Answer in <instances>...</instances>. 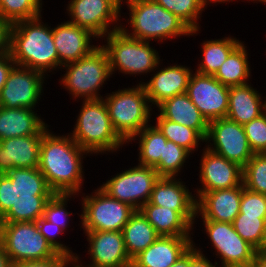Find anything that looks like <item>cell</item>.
<instances>
[{
    "label": "cell",
    "mask_w": 266,
    "mask_h": 267,
    "mask_svg": "<svg viewBox=\"0 0 266 267\" xmlns=\"http://www.w3.org/2000/svg\"><path fill=\"white\" fill-rule=\"evenodd\" d=\"M54 194L38 167L0 174V222H36Z\"/></svg>",
    "instance_id": "cell-1"
},
{
    "label": "cell",
    "mask_w": 266,
    "mask_h": 267,
    "mask_svg": "<svg viewBox=\"0 0 266 267\" xmlns=\"http://www.w3.org/2000/svg\"><path fill=\"white\" fill-rule=\"evenodd\" d=\"M53 133L48 128L42 135L38 168L55 194H81L85 181L83 160L92 155L68 133Z\"/></svg>",
    "instance_id": "cell-2"
},
{
    "label": "cell",
    "mask_w": 266,
    "mask_h": 267,
    "mask_svg": "<svg viewBox=\"0 0 266 267\" xmlns=\"http://www.w3.org/2000/svg\"><path fill=\"white\" fill-rule=\"evenodd\" d=\"M42 15L13 23L10 54L18 66L44 73L57 72L58 54L54 45L52 27L42 22Z\"/></svg>",
    "instance_id": "cell-3"
},
{
    "label": "cell",
    "mask_w": 266,
    "mask_h": 267,
    "mask_svg": "<svg viewBox=\"0 0 266 267\" xmlns=\"http://www.w3.org/2000/svg\"><path fill=\"white\" fill-rule=\"evenodd\" d=\"M124 4L129 11V18L127 16V21L125 20L128 25L122 22L120 29L131 38L157 41L160 45L173 38H190L200 34V29L191 30L181 19L154 0H127Z\"/></svg>",
    "instance_id": "cell-4"
},
{
    "label": "cell",
    "mask_w": 266,
    "mask_h": 267,
    "mask_svg": "<svg viewBox=\"0 0 266 267\" xmlns=\"http://www.w3.org/2000/svg\"><path fill=\"white\" fill-rule=\"evenodd\" d=\"M72 132L68 134L90 155L118 152L126 142L116 133L102 99L81 100ZM121 148V149H120Z\"/></svg>",
    "instance_id": "cell-5"
},
{
    "label": "cell",
    "mask_w": 266,
    "mask_h": 267,
    "mask_svg": "<svg viewBox=\"0 0 266 267\" xmlns=\"http://www.w3.org/2000/svg\"><path fill=\"white\" fill-rule=\"evenodd\" d=\"M104 97L112 125L126 143L151 121L153 123L151 118L155 111L141 83L106 93Z\"/></svg>",
    "instance_id": "cell-6"
},
{
    "label": "cell",
    "mask_w": 266,
    "mask_h": 267,
    "mask_svg": "<svg viewBox=\"0 0 266 267\" xmlns=\"http://www.w3.org/2000/svg\"><path fill=\"white\" fill-rule=\"evenodd\" d=\"M62 69L66 73L61 75L59 84L67 91L71 99L77 102L102 99L103 95L101 96L100 90L112 76L108 54L100 44L89 55L63 65L60 71Z\"/></svg>",
    "instance_id": "cell-7"
},
{
    "label": "cell",
    "mask_w": 266,
    "mask_h": 267,
    "mask_svg": "<svg viewBox=\"0 0 266 267\" xmlns=\"http://www.w3.org/2000/svg\"><path fill=\"white\" fill-rule=\"evenodd\" d=\"M150 44L153 43L129 37L121 29L104 36L101 46L108 54L111 75L118 70L123 76L135 78L145 74L148 77L162 60Z\"/></svg>",
    "instance_id": "cell-8"
},
{
    "label": "cell",
    "mask_w": 266,
    "mask_h": 267,
    "mask_svg": "<svg viewBox=\"0 0 266 267\" xmlns=\"http://www.w3.org/2000/svg\"><path fill=\"white\" fill-rule=\"evenodd\" d=\"M0 242L13 266L59 254L39 232L36 222H0Z\"/></svg>",
    "instance_id": "cell-9"
},
{
    "label": "cell",
    "mask_w": 266,
    "mask_h": 267,
    "mask_svg": "<svg viewBox=\"0 0 266 267\" xmlns=\"http://www.w3.org/2000/svg\"><path fill=\"white\" fill-rule=\"evenodd\" d=\"M86 195V196H85ZM82 199L80 230L122 231L130 216L136 211L130 205L108 196L98 186L90 194H79Z\"/></svg>",
    "instance_id": "cell-10"
},
{
    "label": "cell",
    "mask_w": 266,
    "mask_h": 267,
    "mask_svg": "<svg viewBox=\"0 0 266 267\" xmlns=\"http://www.w3.org/2000/svg\"><path fill=\"white\" fill-rule=\"evenodd\" d=\"M160 176L153 167L130 166L111 176L99 188L108 196L126 203L135 210L149 201L155 183Z\"/></svg>",
    "instance_id": "cell-11"
},
{
    "label": "cell",
    "mask_w": 266,
    "mask_h": 267,
    "mask_svg": "<svg viewBox=\"0 0 266 267\" xmlns=\"http://www.w3.org/2000/svg\"><path fill=\"white\" fill-rule=\"evenodd\" d=\"M200 222L204 226L202 233H206L210 240L208 245L211 243L213 254L220 259L216 261L219 267H250L256 249L236 233L232 223L211 220Z\"/></svg>",
    "instance_id": "cell-12"
},
{
    "label": "cell",
    "mask_w": 266,
    "mask_h": 267,
    "mask_svg": "<svg viewBox=\"0 0 266 267\" xmlns=\"http://www.w3.org/2000/svg\"><path fill=\"white\" fill-rule=\"evenodd\" d=\"M65 14L68 21L88 29L100 40L109 33L119 30L121 7L114 0H69ZM122 18V19H120Z\"/></svg>",
    "instance_id": "cell-13"
},
{
    "label": "cell",
    "mask_w": 266,
    "mask_h": 267,
    "mask_svg": "<svg viewBox=\"0 0 266 267\" xmlns=\"http://www.w3.org/2000/svg\"><path fill=\"white\" fill-rule=\"evenodd\" d=\"M205 147L225 157L227 160L244 167L254 155L243 125L227 118L209 122Z\"/></svg>",
    "instance_id": "cell-14"
},
{
    "label": "cell",
    "mask_w": 266,
    "mask_h": 267,
    "mask_svg": "<svg viewBox=\"0 0 266 267\" xmlns=\"http://www.w3.org/2000/svg\"><path fill=\"white\" fill-rule=\"evenodd\" d=\"M46 78L40 71L15 65L1 89L0 106L35 109L44 94Z\"/></svg>",
    "instance_id": "cell-15"
},
{
    "label": "cell",
    "mask_w": 266,
    "mask_h": 267,
    "mask_svg": "<svg viewBox=\"0 0 266 267\" xmlns=\"http://www.w3.org/2000/svg\"><path fill=\"white\" fill-rule=\"evenodd\" d=\"M186 94L208 122L226 118L229 106V87L214 76L193 71Z\"/></svg>",
    "instance_id": "cell-16"
},
{
    "label": "cell",
    "mask_w": 266,
    "mask_h": 267,
    "mask_svg": "<svg viewBox=\"0 0 266 267\" xmlns=\"http://www.w3.org/2000/svg\"><path fill=\"white\" fill-rule=\"evenodd\" d=\"M83 234L89 243L85 248L90 261L83 263L81 254H77L75 261L81 267H131L122 231H83Z\"/></svg>",
    "instance_id": "cell-17"
},
{
    "label": "cell",
    "mask_w": 266,
    "mask_h": 267,
    "mask_svg": "<svg viewBox=\"0 0 266 267\" xmlns=\"http://www.w3.org/2000/svg\"><path fill=\"white\" fill-rule=\"evenodd\" d=\"M199 163V183L194 192L196 200L204 193L242 184L243 168L225 157L203 147Z\"/></svg>",
    "instance_id": "cell-18"
},
{
    "label": "cell",
    "mask_w": 266,
    "mask_h": 267,
    "mask_svg": "<svg viewBox=\"0 0 266 267\" xmlns=\"http://www.w3.org/2000/svg\"><path fill=\"white\" fill-rule=\"evenodd\" d=\"M162 61L151 72L149 76L152 77L149 80L144 82L141 78L139 82L144 86L149 102L154 108L166 99L186 93L190 76L194 71L188 65H181V63L163 67Z\"/></svg>",
    "instance_id": "cell-19"
},
{
    "label": "cell",
    "mask_w": 266,
    "mask_h": 267,
    "mask_svg": "<svg viewBox=\"0 0 266 267\" xmlns=\"http://www.w3.org/2000/svg\"><path fill=\"white\" fill-rule=\"evenodd\" d=\"M181 178L160 177L155 183L149 203L177 211L192 227L197 224L196 198ZM191 191V192H190Z\"/></svg>",
    "instance_id": "cell-20"
},
{
    "label": "cell",
    "mask_w": 266,
    "mask_h": 267,
    "mask_svg": "<svg viewBox=\"0 0 266 267\" xmlns=\"http://www.w3.org/2000/svg\"><path fill=\"white\" fill-rule=\"evenodd\" d=\"M52 34L58 54V71L63 65L89 55L100 44H93L92 40L99 41L100 39L88 29L79 27L68 20L53 26Z\"/></svg>",
    "instance_id": "cell-21"
},
{
    "label": "cell",
    "mask_w": 266,
    "mask_h": 267,
    "mask_svg": "<svg viewBox=\"0 0 266 267\" xmlns=\"http://www.w3.org/2000/svg\"><path fill=\"white\" fill-rule=\"evenodd\" d=\"M241 196L242 184L230 189L204 192L196 201L195 218L233 223L240 211Z\"/></svg>",
    "instance_id": "cell-22"
},
{
    "label": "cell",
    "mask_w": 266,
    "mask_h": 267,
    "mask_svg": "<svg viewBox=\"0 0 266 267\" xmlns=\"http://www.w3.org/2000/svg\"><path fill=\"white\" fill-rule=\"evenodd\" d=\"M191 236H159L132 259L131 267H171L192 246Z\"/></svg>",
    "instance_id": "cell-23"
},
{
    "label": "cell",
    "mask_w": 266,
    "mask_h": 267,
    "mask_svg": "<svg viewBox=\"0 0 266 267\" xmlns=\"http://www.w3.org/2000/svg\"><path fill=\"white\" fill-rule=\"evenodd\" d=\"M42 135H29L0 140V174L13 168L39 166Z\"/></svg>",
    "instance_id": "cell-24"
},
{
    "label": "cell",
    "mask_w": 266,
    "mask_h": 267,
    "mask_svg": "<svg viewBox=\"0 0 266 267\" xmlns=\"http://www.w3.org/2000/svg\"><path fill=\"white\" fill-rule=\"evenodd\" d=\"M37 109L0 106V140L13 137L43 135L51 126L43 121ZM42 118V119H41Z\"/></svg>",
    "instance_id": "cell-25"
},
{
    "label": "cell",
    "mask_w": 266,
    "mask_h": 267,
    "mask_svg": "<svg viewBox=\"0 0 266 267\" xmlns=\"http://www.w3.org/2000/svg\"><path fill=\"white\" fill-rule=\"evenodd\" d=\"M252 85L229 87L227 119L245 125L265 112L264 96Z\"/></svg>",
    "instance_id": "cell-26"
},
{
    "label": "cell",
    "mask_w": 266,
    "mask_h": 267,
    "mask_svg": "<svg viewBox=\"0 0 266 267\" xmlns=\"http://www.w3.org/2000/svg\"><path fill=\"white\" fill-rule=\"evenodd\" d=\"M156 111L163 118L195 129L204 139L206 138L209 122L186 93L164 100L156 107Z\"/></svg>",
    "instance_id": "cell-27"
},
{
    "label": "cell",
    "mask_w": 266,
    "mask_h": 267,
    "mask_svg": "<svg viewBox=\"0 0 266 267\" xmlns=\"http://www.w3.org/2000/svg\"><path fill=\"white\" fill-rule=\"evenodd\" d=\"M140 211L159 236L194 235L193 227L175 210L147 202L140 208Z\"/></svg>",
    "instance_id": "cell-28"
},
{
    "label": "cell",
    "mask_w": 266,
    "mask_h": 267,
    "mask_svg": "<svg viewBox=\"0 0 266 267\" xmlns=\"http://www.w3.org/2000/svg\"><path fill=\"white\" fill-rule=\"evenodd\" d=\"M126 252L132 260L152 245L159 235L140 210H136L122 230Z\"/></svg>",
    "instance_id": "cell-29"
},
{
    "label": "cell",
    "mask_w": 266,
    "mask_h": 267,
    "mask_svg": "<svg viewBox=\"0 0 266 267\" xmlns=\"http://www.w3.org/2000/svg\"><path fill=\"white\" fill-rule=\"evenodd\" d=\"M247 46L242 41L220 66L214 77L225 86H240L251 81V64ZM250 79V80H249Z\"/></svg>",
    "instance_id": "cell-30"
},
{
    "label": "cell",
    "mask_w": 266,
    "mask_h": 267,
    "mask_svg": "<svg viewBox=\"0 0 266 267\" xmlns=\"http://www.w3.org/2000/svg\"><path fill=\"white\" fill-rule=\"evenodd\" d=\"M242 41L236 37L229 35L219 39H205L200 44L202 56L198 60V64L194 70L201 74L214 76L220 66L226 61L229 54L241 43Z\"/></svg>",
    "instance_id": "cell-31"
},
{
    "label": "cell",
    "mask_w": 266,
    "mask_h": 267,
    "mask_svg": "<svg viewBox=\"0 0 266 267\" xmlns=\"http://www.w3.org/2000/svg\"><path fill=\"white\" fill-rule=\"evenodd\" d=\"M167 141L154 123L153 125L150 123L133 136L127 142V146L132 142L138 144V164L155 169L160 163V157H163L164 145Z\"/></svg>",
    "instance_id": "cell-32"
},
{
    "label": "cell",
    "mask_w": 266,
    "mask_h": 267,
    "mask_svg": "<svg viewBox=\"0 0 266 267\" xmlns=\"http://www.w3.org/2000/svg\"><path fill=\"white\" fill-rule=\"evenodd\" d=\"M155 126L160 130L164 137L178 146L186 149L191 155L198 150L200 145L205 142V139L195 130L190 127L169 121L163 118L159 113H155ZM202 142V143H201Z\"/></svg>",
    "instance_id": "cell-33"
},
{
    "label": "cell",
    "mask_w": 266,
    "mask_h": 267,
    "mask_svg": "<svg viewBox=\"0 0 266 267\" xmlns=\"http://www.w3.org/2000/svg\"><path fill=\"white\" fill-rule=\"evenodd\" d=\"M163 6L166 10L181 19L191 30L201 29L200 19L205 5L203 0H154Z\"/></svg>",
    "instance_id": "cell-34"
},
{
    "label": "cell",
    "mask_w": 266,
    "mask_h": 267,
    "mask_svg": "<svg viewBox=\"0 0 266 267\" xmlns=\"http://www.w3.org/2000/svg\"><path fill=\"white\" fill-rule=\"evenodd\" d=\"M191 154L181 146L174 142L167 141L164 145L163 157H160V163L155 168L160 177H173L177 178L188 163ZM179 174V175H178Z\"/></svg>",
    "instance_id": "cell-35"
},
{
    "label": "cell",
    "mask_w": 266,
    "mask_h": 267,
    "mask_svg": "<svg viewBox=\"0 0 266 267\" xmlns=\"http://www.w3.org/2000/svg\"><path fill=\"white\" fill-rule=\"evenodd\" d=\"M42 0H0V15L12 24L42 15Z\"/></svg>",
    "instance_id": "cell-36"
},
{
    "label": "cell",
    "mask_w": 266,
    "mask_h": 267,
    "mask_svg": "<svg viewBox=\"0 0 266 267\" xmlns=\"http://www.w3.org/2000/svg\"><path fill=\"white\" fill-rule=\"evenodd\" d=\"M242 183L246 189L266 195V153L254 154L247 162Z\"/></svg>",
    "instance_id": "cell-37"
},
{
    "label": "cell",
    "mask_w": 266,
    "mask_h": 267,
    "mask_svg": "<svg viewBox=\"0 0 266 267\" xmlns=\"http://www.w3.org/2000/svg\"><path fill=\"white\" fill-rule=\"evenodd\" d=\"M265 220L266 216L238 214L232 224L236 233L257 250L262 241Z\"/></svg>",
    "instance_id": "cell-38"
},
{
    "label": "cell",
    "mask_w": 266,
    "mask_h": 267,
    "mask_svg": "<svg viewBox=\"0 0 266 267\" xmlns=\"http://www.w3.org/2000/svg\"><path fill=\"white\" fill-rule=\"evenodd\" d=\"M76 197H79V194L76 196L75 194H54L45 206L43 217L66 231L70 226V221L73 220L70 219L73 214L69 209L67 210V204L68 202L70 204V201Z\"/></svg>",
    "instance_id": "cell-39"
},
{
    "label": "cell",
    "mask_w": 266,
    "mask_h": 267,
    "mask_svg": "<svg viewBox=\"0 0 266 267\" xmlns=\"http://www.w3.org/2000/svg\"><path fill=\"white\" fill-rule=\"evenodd\" d=\"M243 128L253 153H266V111L243 125Z\"/></svg>",
    "instance_id": "cell-40"
},
{
    "label": "cell",
    "mask_w": 266,
    "mask_h": 267,
    "mask_svg": "<svg viewBox=\"0 0 266 267\" xmlns=\"http://www.w3.org/2000/svg\"><path fill=\"white\" fill-rule=\"evenodd\" d=\"M39 232L44 238L52 245V247L60 254H65L73 258L76 257L77 253L72 251V247L65 245L60 239L62 234H65V230L58 225L49 222L43 216L36 221ZM59 239V240H58Z\"/></svg>",
    "instance_id": "cell-41"
},
{
    "label": "cell",
    "mask_w": 266,
    "mask_h": 267,
    "mask_svg": "<svg viewBox=\"0 0 266 267\" xmlns=\"http://www.w3.org/2000/svg\"><path fill=\"white\" fill-rule=\"evenodd\" d=\"M239 214L266 216V195L250 191L242 183Z\"/></svg>",
    "instance_id": "cell-42"
},
{
    "label": "cell",
    "mask_w": 266,
    "mask_h": 267,
    "mask_svg": "<svg viewBox=\"0 0 266 267\" xmlns=\"http://www.w3.org/2000/svg\"><path fill=\"white\" fill-rule=\"evenodd\" d=\"M74 261L75 258L59 253L56 257L53 258L41 261H23L14 266L15 267H69Z\"/></svg>",
    "instance_id": "cell-43"
},
{
    "label": "cell",
    "mask_w": 266,
    "mask_h": 267,
    "mask_svg": "<svg viewBox=\"0 0 266 267\" xmlns=\"http://www.w3.org/2000/svg\"><path fill=\"white\" fill-rule=\"evenodd\" d=\"M195 241L193 240V246L190 248V265L189 267H219L216 263H212L207 256L204 254L203 248L196 246ZM203 251H202V250Z\"/></svg>",
    "instance_id": "cell-44"
},
{
    "label": "cell",
    "mask_w": 266,
    "mask_h": 267,
    "mask_svg": "<svg viewBox=\"0 0 266 267\" xmlns=\"http://www.w3.org/2000/svg\"><path fill=\"white\" fill-rule=\"evenodd\" d=\"M12 23L0 15V55L10 53Z\"/></svg>",
    "instance_id": "cell-45"
},
{
    "label": "cell",
    "mask_w": 266,
    "mask_h": 267,
    "mask_svg": "<svg viewBox=\"0 0 266 267\" xmlns=\"http://www.w3.org/2000/svg\"><path fill=\"white\" fill-rule=\"evenodd\" d=\"M16 65L10 53L0 55V92L4 87L8 75L12 68Z\"/></svg>",
    "instance_id": "cell-46"
},
{
    "label": "cell",
    "mask_w": 266,
    "mask_h": 267,
    "mask_svg": "<svg viewBox=\"0 0 266 267\" xmlns=\"http://www.w3.org/2000/svg\"><path fill=\"white\" fill-rule=\"evenodd\" d=\"M190 265V249L181 256L171 267H189Z\"/></svg>",
    "instance_id": "cell-47"
},
{
    "label": "cell",
    "mask_w": 266,
    "mask_h": 267,
    "mask_svg": "<svg viewBox=\"0 0 266 267\" xmlns=\"http://www.w3.org/2000/svg\"><path fill=\"white\" fill-rule=\"evenodd\" d=\"M0 267H13L10 258L4 251V248L0 242Z\"/></svg>",
    "instance_id": "cell-48"
},
{
    "label": "cell",
    "mask_w": 266,
    "mask_h": 267,
    "mask_svg": "<svg viewBox=\"0 0 266 267\" xmlns=\"http://www.w3.org/2000/svg\"><path fill=\"white\" fill-rule=\"evenodd\" d=\"M250 267H266V255L256 253Z\"/></svg>",
    "instance_id": "cell-49"
},
{
    "label": "cell",
    "mask_w": 266,
    "mask_h": 267,
    "mask_svg": "<svg viewBox=\"0 0 266 267\" xmlns=\"http://www.w3.org/2000/svg\"><path fill=\"white\" fill-rule=\"evenodd\" d=\"M256 253L266 255V220H265V225H264L262 241H261L259 248L256 250Z\"/></svg>",
    "instance_id": "cell-50"
},
{
    "label": "cell",
    "mask_w": 266,
    "mask_h": 267,
    "mask_svg": "<svg viewBox=\"0 0 266 267\" xmlns=\"http://www.w3.org/2000/svg\"><path fill=\"white\" fill-rule=\"evenodd\" d=\"M230 1H231V3L233 1L238 2L237 0H203L206 9H207L209 4H210L209 6H213V5H211V3L214 4V5H216L217 3L218 4H222V3H226L227 4L228 2L230 3Z\"/></svg>",
    "instance_id": "cell-51"
},
{
    "label": "cell",
    "mask_w": 266,
    "mask_h": 267,
    "mask_svg": "<svg viewBox=\"0 0 266 267\" xmlns=\"http://www.w3.org/2000/svg\"><path fill=\"white\" fill-rule=\"evenodd\" d=\"M245 1H247V2L249 1L248 3H250V1H251V2H253V4L254 3H257L258 4L260 2V3L266 5V0H245Z\"/></svg>",
    "instance_id": "cell-52"
},
{
    "label": "cell",
    "mask_w": 266,
    "mask_h": 267,
    "mask_svg": "<svg viewBox=\"0 0 266 267\" xmlns=\"http://www.w3.org/2000/svg\"><path fill=\"white\" fill-rule=\"evenodd\" d=\"M121 8L124 6V3L127 1V0H114Z\"/></svg>",
    "instance_id": "cell-53"
},
{
    "label": "cell",
    "mask_w": 266,
    "mask_h": 267,
    "mask_svg": "<svg viewBox=\"0 0 266 267\" xmlns=\"http://www.w3.org/2000/svg\"><path fill=\"white\" fill-rule=\"evenodd\" d=\"M69 267H81L76 261H74Z\"/></svg>",
    "instance_id": "cell-54"
},
{
    "label": "cell",
    "mask_w": 266,
    "mask_h": 267,
    "mask_svg": "<svg viewBox=\"0 0 266 267\" xmlns=\"http://www.w3.org/2000/svg\"><path fill=\"white\" fill-rule=\"evenodd\" d=\"M265 111H266V96L264 97Z\"/></svg>",
    "instance_id": "cell-55"
}]
</instances>
